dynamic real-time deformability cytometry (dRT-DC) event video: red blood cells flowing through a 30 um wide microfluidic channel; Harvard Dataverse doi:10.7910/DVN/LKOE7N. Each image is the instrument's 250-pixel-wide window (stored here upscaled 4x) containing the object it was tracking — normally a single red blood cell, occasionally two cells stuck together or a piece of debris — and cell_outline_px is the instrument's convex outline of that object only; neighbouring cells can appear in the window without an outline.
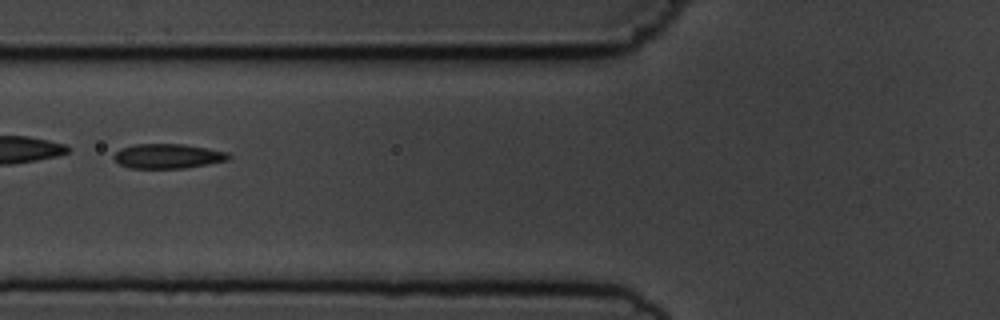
{"species": "common noctule bat (a hibernating species)", "species_latin": "Nyctalus noctula", "temperature_condition": "cold", "stored_images_in_passage": 8, "camera_frame_rate_fps": 3000, "um_per_image_px": 0.085, "animal": {"sex": "male", "body_mass_g": 19.5, "forearm_length_mm": 54.6}, "frame": {"image": 1, "passage_image": 6, "time_ms": 6.667, "image_size_px": [1000, 320], "cell_outline_px": [[232, 156], [228, 160], [184, 168], [132, 168], [120, 164], [112, 156], [116, 152], [124, 148], [136, 144], [184, 144], [208, 148], [228, 152]], "centroid_in_image_um": [14.31, 13.27], "position_along_channel_um": 111.5, "area_um2": 16.3}}
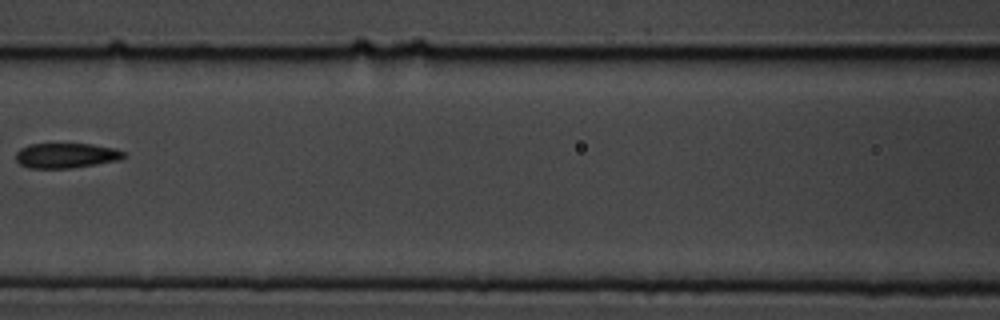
{"frame": {"image": 2, "passage_image": 7, "time_ms": 8.0, "image_size_px": [1000, 320], "cell_outline_px": [[128, 156], [120, 160], [72, 168], [28, 168], [20, 164], [16, 160], [16, 152], [20, 148], [28, 144], [92, 144], [116, 148], [124, 152]], "centroid_in_image_um": [5.64, 13.22], "position_along_channel_um": 161.0, "area_um2": 15.9}}
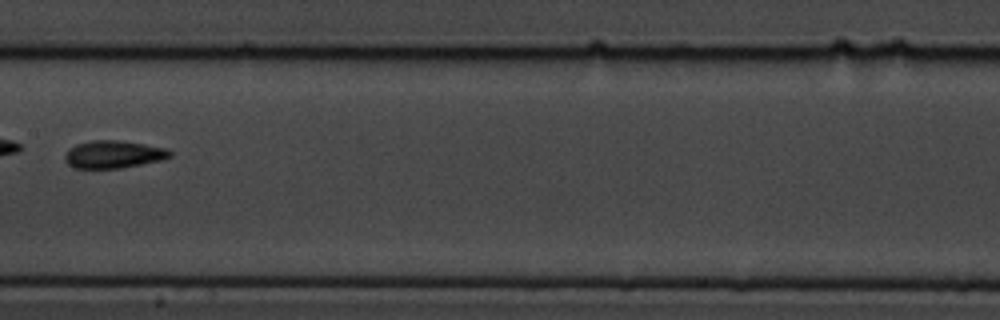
{"frame": {"image": 3, "passage_image": 8, "time_ms": 9.0, "image_size_px": [1000, 320], "cell_outline_px": [[172, 156], [164, 160], [120, 168], [76, 168], [68, 164], [64, 160], [64, 156], [68, 148], [76, 144], [92, 140], [120, 140], [168, 148], [172, 152]], "centroid_in_image_um": [9.66, 13.11], "position_along_channel_um": 197.7, "area_um2": 17.11}}